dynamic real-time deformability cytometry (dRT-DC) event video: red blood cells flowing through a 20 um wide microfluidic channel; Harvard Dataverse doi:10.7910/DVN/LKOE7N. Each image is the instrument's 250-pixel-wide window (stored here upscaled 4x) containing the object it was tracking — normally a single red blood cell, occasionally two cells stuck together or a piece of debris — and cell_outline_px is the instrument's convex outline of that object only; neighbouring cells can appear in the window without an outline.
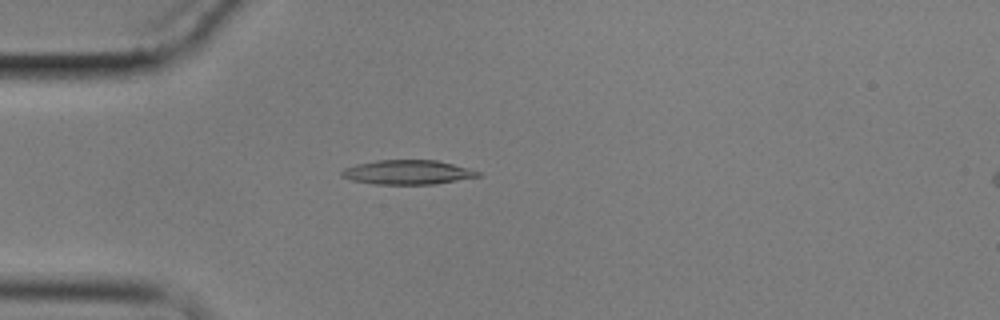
{"species": "common noctule bat (a hibernating species)", "species_latin": "Nyctalus noctula", "temperature_condition": "cold", "stored_images_in_passage": 3, "camera_frame_rate_fps": 3000, "um_per_image_px": 0.085, "animal": {"sex": "male", "body_mass_g": 17.9}, "frame": {"image": 1, "passage_image": 3, "time_ms": 3.0, "image_size_px": [1000, 320], "cell_outline_px": [[480, 176], [436, 184], [376, 184], [352, 180], [340, 176], [340, 172], [344, 168], [356, 164], [376, 160], [436, 160], [468, 168], [480, 172]], "centroid_in_image_um": [34.61, 14.64], "position_along_channel_um": 50.4, "area_um2": 19.25}}